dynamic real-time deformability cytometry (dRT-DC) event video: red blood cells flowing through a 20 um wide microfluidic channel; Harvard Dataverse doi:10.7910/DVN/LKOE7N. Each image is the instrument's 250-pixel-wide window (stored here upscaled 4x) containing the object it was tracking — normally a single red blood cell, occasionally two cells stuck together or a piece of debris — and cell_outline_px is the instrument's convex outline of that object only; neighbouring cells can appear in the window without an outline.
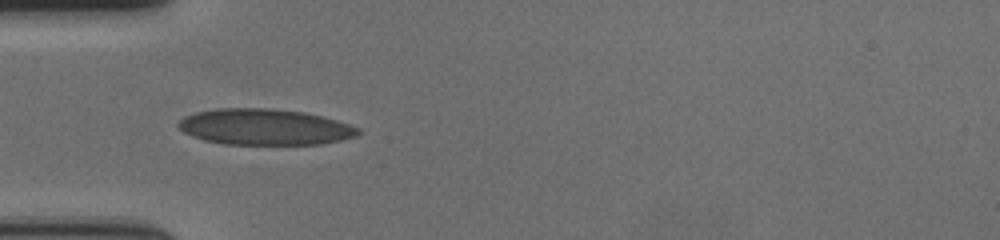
{"species": "human", "species_latin": "Homo sapiens", "temperature_condition": "cold", "stored_images_in_passage": 40, "camera_frame_rate_fps": 3000, "um_per_image_px": 0.085, "donor": {"sex": "female"}, "frame": {"image": 1, "passage_image": 1, "time_ms": 0.0, "image_size_px": [1000, 240], "cell_outline_px": [[360, 132], [356, 136], [340, 140], [320, 144], [224, 144], [204, 140], [192, 136], [184, 132], [176, 124], [184, 116], [196, 112], [216, 108], [268, 108], [304, 112], [336, 120], [360, 128]], "centroid_in_image_um": [22.47, 10.79], "position_along_channel_um": 62.5, "area_um2": 37.63}}
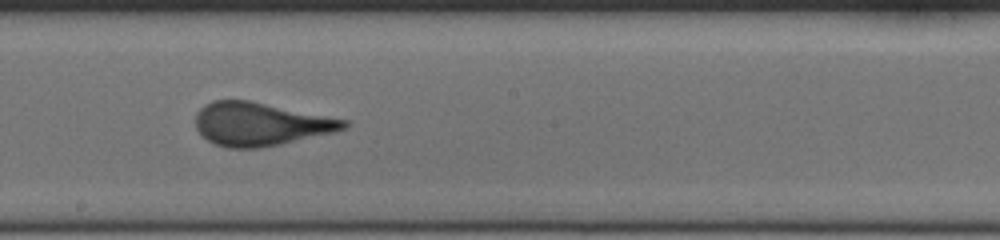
{"frame": {"image": 2, "passage_image": 15, "time_ms": 4.667, "image_size_px": [1000, 240], "cell_outline_px": [[348, 128], [336, 132], [280, 144], [260, 148], [228, 148], [212, 144], [196, 128], [196, 112], [204, 104], [212, 100], [252, 100], [348, 120]], "centroid_in_image_um": [22.14, 10.54], "position_along_channel_um": 226.1, "area_um2": 37.69}}
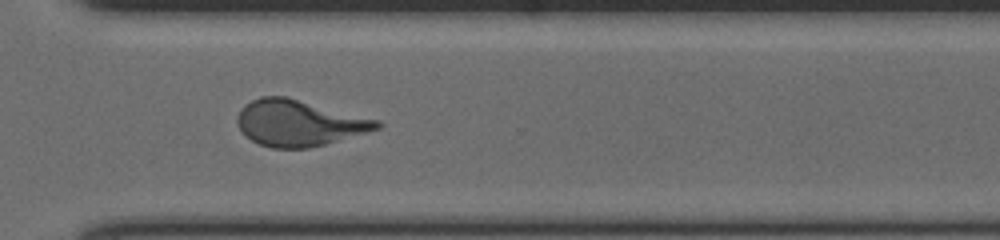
{"frame": {"image": 3, "passage_image": 25, "time_ms": 8.0, "image_size_px": [1000, 240], "cell_outline_px": [[384, 124], [380, 128], [324, 144], [308, 148], [272, 148], [260, 144], [252, 140], [240, 128], [236, 120], [244, 104], [260, 96], [284, 96], [380, 120]], "centroid_in_image_um": [25.42, 10.45], "position_along_channel_um": 345.2, "area_um2": 36.99}, "authors_computed_cell_mechanics": {"area_um2": 37.4255, "velocity_mm_per_s": 3.5646, "shape_relaxation_time_tau1_ms": 6.1225, "shape_relaxation_time_tau2_ms": null, "deformation_change_tau1": 0.1884, "deformation_change_tau2": null}}